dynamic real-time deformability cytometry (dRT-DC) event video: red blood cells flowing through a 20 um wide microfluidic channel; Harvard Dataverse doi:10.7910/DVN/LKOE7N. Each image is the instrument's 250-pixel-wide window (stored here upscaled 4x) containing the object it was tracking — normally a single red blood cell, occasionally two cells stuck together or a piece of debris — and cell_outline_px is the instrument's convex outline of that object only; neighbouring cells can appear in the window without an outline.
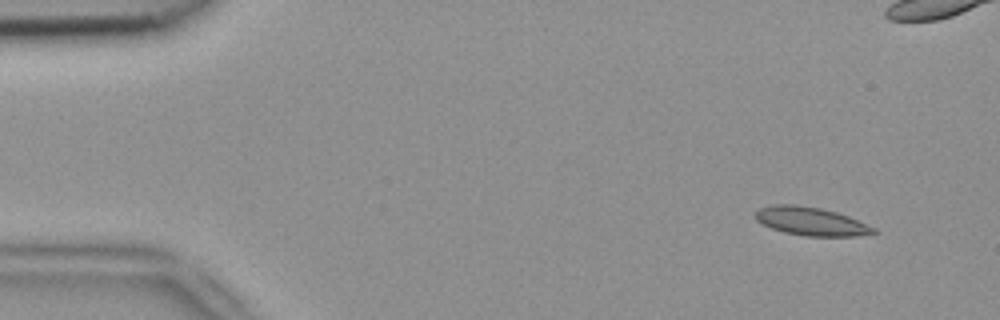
{"species": "common noctule bat (a hibernating species)", "species_latin": "Nyctalus noctula", "temperature_condition": "room temperature", "stored_images_in_passage": 6, "camera_frame_rate_fps": 3000, "um_per_image_px": 0.085, "animal": {"sex": "female", "body_mass_g": 18.4}, "frame": {"image": 1, "passage_image": 2, "time_ms": 0.333, "image_size_px": [1000, 320], "cell_outline_px": [[880, 232], [856, 236], [804, 236], [784, 232], [772, 228], [756, 220], [752, 216], [760, 208], [772, 204], [792, 204], [820, 208], [836, 212], [848, 216], [876, 228]], "centroid_in_image_um": [68.93, 18.81], "position_along_channel_um": 16.1, "area_um2": 19.54}}